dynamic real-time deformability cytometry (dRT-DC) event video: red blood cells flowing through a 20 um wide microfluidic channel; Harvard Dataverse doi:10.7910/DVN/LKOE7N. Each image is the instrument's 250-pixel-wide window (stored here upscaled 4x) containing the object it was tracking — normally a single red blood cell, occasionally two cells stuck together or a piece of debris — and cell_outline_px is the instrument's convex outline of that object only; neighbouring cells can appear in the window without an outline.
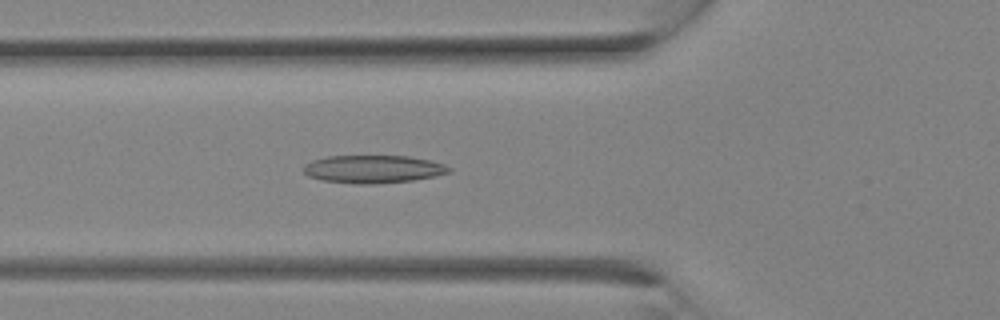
{"species": "Egyptian fruit bat (a non-hibernating species)", "species_latin": "Rousettus aegyptiacus", "temperature_condition": "room temperature", "stored_images_in_passage": 15, "camera_frame_rate_fps": 3000, "um_per_image_px": 0.085, "animal": {"sex": "female"}, "frame": {"image": 1, "passage_image": 8, "time_ms": 2.333, "image_size_px": [1000, 320], "cell_outline_px": [[452, 172], [412, 180], [376, 184], [356, 184], [324, 180], [308, 176], [300, 168], [304, 164], [312, 160], [328, 156], [408, 156], [428, 160], [444, 164], [452, 168]], "centroid_in_image_um": [31.69, 14.37], "position_along_channel_um": 94.1, "area_um2": 23.64}}
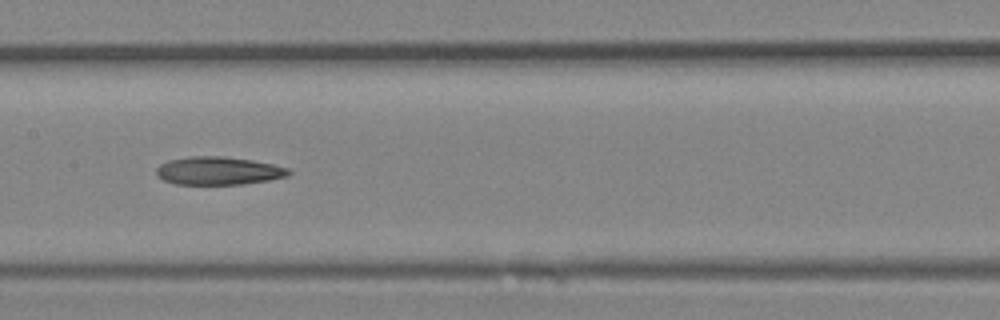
{"frame": {"image": 2, "passage_image": 12, "time_ms": 3.667, "image_size_px": [1000, 320], "cell_outline_px": [[292, 172], [288, 176], [268, 180], [244, 184], [176, 184], [164, 180], [156, 172], [156, 168], [160, 164], [168, 160], [192, 156], [220, 156], [252, 160], [272, 164], [288, 168]], "centroid_in_image_um": [18.58, 14.51], "position_along_channel_um": 188.8, "area_um2": 21.5}}
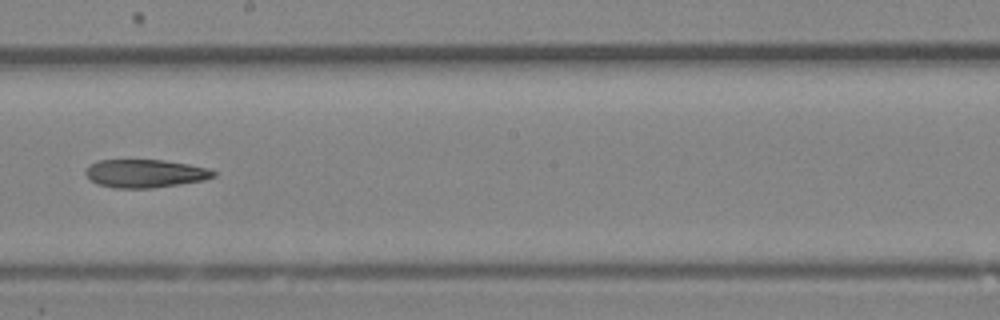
{"frame": {"image": 3, "passage_image": 14, "time_ms": 4.333, "image_size_px": [1000, 320], "cell_outline_px": [[216, 176], [204, 180], [180, 184], [152, 188], [116, 188], [96, 184], [84, 172], [96, 160], [164, 160], [188, 164], [208, 168], [216, 172]], "centroid_in_image_um": [12.36, 14.75], "position_along_channel_um": 235.8, "area_um2": 20.92}}